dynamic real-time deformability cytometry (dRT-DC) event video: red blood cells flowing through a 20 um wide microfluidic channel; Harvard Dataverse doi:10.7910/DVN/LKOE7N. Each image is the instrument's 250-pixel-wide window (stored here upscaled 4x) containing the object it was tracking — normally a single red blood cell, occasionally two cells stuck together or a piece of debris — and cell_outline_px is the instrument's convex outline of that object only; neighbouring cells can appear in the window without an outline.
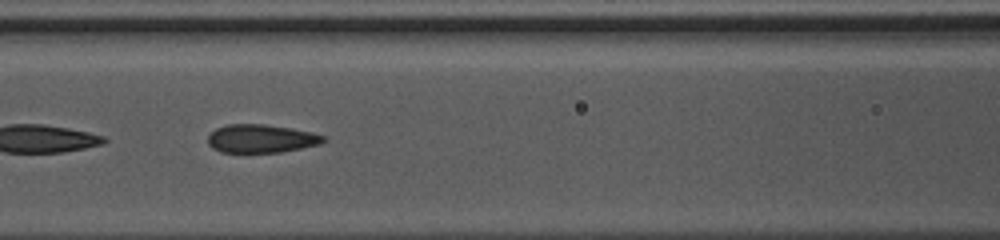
{"species": "common noctule bat (a hibernating species)", "species_latin": "Nyctalus noctula", "temperature_condition": "warm", "stored_images_in_passage": 36, "camera_frame_rate_fps": 3000, "um_per_image_px": 0.085, "animal": {"sex": "female", "body_mass_g": 10.0, "forearm_length_mm": 53.1}, "frame": {"image": 1, "passage_image": 11, "time_ms": 3.333, "image_size_px": [1000, 240], "cell_outline_px": [[328, 140], [320, 144], [280, 152], [220, 152], [212, 148], [208, 144], [208, 136], [216, 128], [228, 124], [264, 124], [292, 128], [324, 136]], "centroid_in_image_um": [22.18, 11.78], "position_along_channel_um": 144.4, "area_um2": 18.96}}
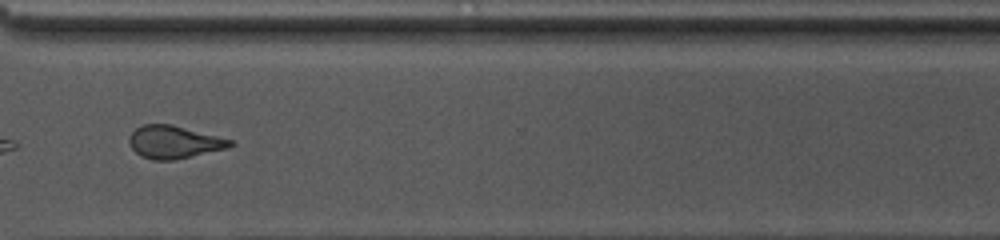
{"frame": {"image": 2, "passage_image": 26, "time_ms": 8.333, "image_size_px": [1000, 240], "cell_outline_px": [[236, 144], [228, 148], [176, 160], [156, 160], [140, 156], [132, 148], [128, 140], [128, 136], [136, 128], [144, 124], [172, 124], [236, 140]], "centroid_in_image_um": [14.85, 12.07], "position_along_channel_um": 355.8, "area_um2": 19.59}, "authors_computed_cell_mechanics": {"area_um2": 19.8254, "velocity_mm_per_s": 4.2339, "shape_relaxation_time_tau1_ms": null, "shape_relaxation_time_tau2_ms": 1.2212, "deformation_change_tau1": null, "deformation_change_tau2": 0.0585}}